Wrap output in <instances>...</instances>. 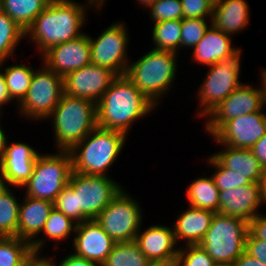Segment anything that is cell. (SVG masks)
Returning a JSON list of instances; mask_svg holds the SVG:
<instances>
[{
    "label": "cell",
    "instance_id": "obj_1",
    "mask_svg": "<svg viewBox=\"0 0 266 266\" xmlns=\"http://www.w3.org/2000/svg\"><path fill=\"white\" fill-rule=\"evenodd\" d=\"M91 10L94 9L86 2L50 0L26 30L25 39L36 47L40 57L50 47L81 36Z\"/></svg>",
    "mask_w": 266,
    "mask_h": 266
},
{
    "label": "cell",
    "instance_id": "obj_2",
    "mask_svg": "<svg viewBox=\"0 0 266 266\" xmlns=\"http://www.w3.org/2000/svg\"><path fill=\"white\" fill-rule=\"evenodd\" d=\"M156 108L127 76L120 75L97 103V126L129 136L132 125Z\"/></svg>",
    "mask_w": 266,
    "mask_h": 266
},
{
    "label": "cell",
    "instance_id": "obj_3",
    "mask_svg": "<svg viewBox=\"0 0 266 266\" xmlns=\"http://www.w3.org/2000/svg\"><path fill=\"white\" fill-rule=\"evenodd\" d=\"M149 49L136 61L129 62L125 76L158 107L175 85L181 53Z\"/></svg>",
    "mask_w": 266,
    "mask_h": 266
},
{
    "label": "cell",
    "instance_id": "obj_4",
    "mask_svg": "<svg viewBox=\"0 0 266 266\" xmlns=\"http://www.w3.org/2000/svg\"><path fill=\"white\" fill-rule=\"evenodd\" d=\"M127 139L128 136L122 132L97 126L69 150L72 170L79 174L110 177L108 171L122 154Z\"/></svg>",
    "mask_w": 266,
    "mask_h": 266
},
{
    "label": "cell",
    "instance_id": "obj_5",
    "mask_svg": "<svg viewBox=\"0 0 266 266\" xmlns=\"http://www.w3.org/2000/svg\"><path fill=\"white\" fill-rule=\"evenodd\" d=\"M46 121L53 127L55 149L69 151L97 127V104L63 93Z\"/></svg>",
    "mask_w": 266,
    "mask_h": 266
},
{
    "label": "cell",
    "instance_id": "obj_6",
    "mask_svg": "<svg viewBox=\"0 0 266 266\" xmlns=\"http://www.w3.org/2000/svg\"><path fill=\"white\" fill-rule=\"evenodd\" d=\"M243 49L238 47L234 52L224 57L218 63L206 67L202 83L195 91L198 107L196 115L198 119H204L215 107H217L231 92L243 82L241 77V62ZM241 80V81H240Z\"/></svg>",
    "mask_w": 266,
    "mask_h": 266
},
{
    "label": "cell",
    "instance_id": "obj_7",
    "mask_svg": "<svg viewBox=\"0 0 266 266\" xmlns=\"http://www.w3.org/2000/svg\"><path fill=\"white\" fill-rule=\"evenodd\" d=\"M41 153L37 156L33 173L22 187L23 195L52 203L68 185L72 173V158L69 151Z\"/></svg>",
    "mask_w": 266,
    "mask_h": 266
},
{
    "label": "cell",
    "instance_id": "obj_8",
    "mask_svg": "<svg viewBox=\"0 0 266 266\" xmlns=\"http://www.w3.org/2000/svg\"><path fill=\"white\" fill-rule=\"evenodd\" d=\"M41 64L35 68L28 92L16 109L19 118L27 122H46L64 93L63 77Z\"/></svg>",
    "mask_w": 266,
    "mask_h": 266
},
{
    "label": "cell",
    "instance_id": "obj_9",
    "mask_svg": "<svg viewBox=\"0 0 266 266\" xmlns=\"http://www.w3.org/2000/svg\"><path fill=\"white\" fill-rule=\"evenodd\" d=\"M249 223L244 219L215 213L210 228L199 243L216 262H235L245 251Z\"/></svg>",
    "mask_w": 266,
    "mask_h": 266
},
{
    "label": "cell",
    "instance_id": "obj_10",
    "mask_svg": "<svg viewBox=\"0 0 266 266\" xmlns=\"http://www.w3.org/2000/svg\"><path fill=\"white\" fill-rule=\"evenodd\" d=\"M68 186L77 195L78 223L95 219L125 187L109 176L85 175L74 171Z\"/></svg>",
    "mask_w": 266,
    "mask_h": 266
},
{
    "label": "cell",
    "instance_id": "obj_11",
    "mask_svg": "<svg viewBox=\"0 0 266 266\" xmlns=\"http://www.w3.org/2000/svg\"><path fill=\"white\" fill-rule=\"evenodd\" d=\"M126 188L114 197L95 221L116 242L134 241L144 221L142 206Z\"/></svg>",
    "mask_w": 266,
    "mask_h": 266
},
{
    "label": "cell",
    "instance_id": "obj_12",
    "mask_svg": "<svg viewBox=\"0 0 266 266\" xmlns=\"http://www.w3.org/2000/svg\"><path fill=\"white\" fill-rule=\"evenodd\" d=\"M123 21H114L97 37L89 34L91 64L106 67L117 76L125 75L131 60L128 53L129 30ZM95 38V39H94Z\"/></svg>",
    "mask_w": 266,
    "mask_h": 266
},
{
    "label": "cell",
    "instance_id": "obj_13",
    "mask_svg": "<svg viewBox=\"0 0 266 266\" xmlns=\"http://www.w3.org/2000/svg\"><path fill=\"white\" fill-rule=\"evenodd\" d=\"M257 86L244 82L231 92L204 118L205 134L210 136L226 120L260 111L263 108V90L262 85Z\"/></svg>",
    "mask_w": 266,
    "mask_h": 266
},
{
    "label": "cell",
    "instance_id": "obj_14",
    "mask_svg": "<svg viewBox=\"0 0 266 266\" xmlns=\"http://www.w3.org/2000/svg\"><path fill=\"white\" fill-rule=\"evenodd\" d=\"M262 108L224 121L211 135L218 145L250 149L266 133V115Z\"/></svg>",
    "mask_w": 266,
    "mask_h": 266
},
{
    "label": "cell",
    "instance_id": "obj_15",
    "mask_svg": "<svg viewBox=\"0 0 266 266\" xmlns=\"http://www.w3.org/2000/svg\"><path fill=\"white\" fill-rule=\"evenodd\" d=\"M7 138L8 136L4 139L0 154V175L10 187L22 189L31 177L37 156L41 152L29 143L9 142Z\"/></svg>",
    "mask_w": 266,
    "mask_h": 266
},
{
    "label": "cell",
    "instance_id": "obj_16",
    "mask_svg": "<svg viewBox=\"0 0 266 266\" xmlns=\"http://www.w3.org/2000/svg\"><path fill=\"white\" fill-rule=\"evenodd\" d=\"M116 77L109 68L89 64L63 77L64 93L97 104Z\"/></svg>",
    "mask_w": 266,
    "mask_h": 266
},
{
    "label": "cell",
    "instance_id": "obj_17",
    "mask_svg": "<svg viewBox=\"0 0 266 266\" xmlns=\"http://www.w3.org/2000/svg\"><path fill=\"white\" fill-rule=\"evenodd\" d=\"M49 69L64 77L69 72L91 64L89 34L50 47L40 56Z\"/></svg>",
    "mask_w": 266,
    "mask_h": 266
},
{
    "label": "cell",
    "instance_id": "obj_18",
    "mask_svg": "<svg viewBox=\"0 0 266 266\" xmlns=\"http://www.w3.org/2000/svg\"><path fill=\"white\" fill-rule=\"evenodd\" d=\"M115 243L95 219H91L76 225L70 248L75 255L102 266Z\"/></svg>",
    "mask_w": 266,
    "mask_h": 266
},
{
    "label": "cell",
    "instance_id": "obj_19",
    "mask_svg": "<svg viewBox=\"0 0 266 266\" xmlns=\"http://www.w3.org/2000/svg\"><path fill=\"white\" fill-rule=\"evenodd\" d=\"M139 229L135 242L152 264L175 263L179 252L172 225L152 224Z\"/></svg>",
    "mask_w": 266,
    "mask_h": 266
},
{
    "label": "cell",
    "instance_id": "obj_20",
    "mask_svg": "<svg viewBox=\"0 0 266 266\" xmlns=\"http://www.w3.org/2000/svg\"><path fill=\"white\" fill-rule=\"evenodd\" d=\"M219 213L244 219L248 223L263 207L261 183H250L237 188L219 191Z\"/></svg>",
    "mask_w": 266,
    "mask_h": 266
},
{
    "label": "cell",
    "instance_id": "obj_21",
    "mask_svg": "<svg viewBox=\"0 0 266 266\" xmlns=\"http://www.w3.org/2000/svg\"><path fill=\"white\" fill-rule=\"evenodd\" d=\"M17 237L32 244L41 234L54 203L22 195Z\"/></svg>",
    "mask_w": 266,
    "mask_h": 266
},
{
    "label": "cell",
    "instance_id": "obj_22",
    "mask_svg": "<svg viewBox=\"0 0 266 266\" xmlns=\"http://www.w3.org/2000/svg\"><path fill=\"white\" fill-rule=\"evenodd\" d=\"M214 214L213 211L191 206H187L182 213L180 211L172 225L177 245L199 244L210 228Z\"/></svg>",
    "mask_w": 266,
    "mask_h": 266
},
{
    "label": "cell",
    "instance_id": "obj_23",
    "mask_svg": "<svg viewBox=\"0 0 266 266\" xmlns=\"http://www.w3.org/2000/svg\"><path fill=\"white\" fill-rule=\"evenodd\" d=\"M233 40V37L211 25L203 38L192 49L190 59L196 65L200 64L201 67L214 65L238 48L235 44L233 45Z\"/></svg>",
    "mask_w": 266,
    "mask_h": 266
},
{
    "label": "cell",
    "instance_id": "obj_24",
    "mask_svg": "<svg viewBox=\"0 0 266 266\" xmlns=\"http://www.w3.org/2000/svg\"><path fill=\"white\" fill-rule=\"evenodd\" d=\"M250 9L247 0H222L213 7L212 25L235 37L250 25Z\"/></svg>",
    "mask_w": 266,
    "mask_h": 266
},
{
    "label": "cell",
    "instance_id": "obj_25",
    "mask_svg": "<svg viewBox=\"0 0 266 266\" xmlns=\"http://www.w3.org/2000/svg\"><path fill=\"white\" fill-rule=\"evenodd\" d=\"M213 144L217 145L220 150L211 153L224 167L231 169L241 176H245L252 183H261L265 173L259 160L250 149L234 148L227 145H218L212 139Z\"/></svg>",
    "mask_w": 266,
    "mask_h": 266
},
{
    "label": "cell",
    "instance_id": "obj_26",
    "mask_svg": "<svg viewBox=\"0 0 266 266\" xmlns=\"http://www.w3.org/2000/svg\"><path fill=\"white\" fill-rule=\"evenodd\" d=\"M76 225L77 223L71 218L67 217L61 211L53 207V209L50 211L47 221L44 224L40 236L31 244L32 250L37 254H41L44 251L45 246L47 247V244L45 245V243H48V241H54L56 243L54 244V250L57 249L58 251V249H60L59 247L61 246H59L57 243L61 244V242L63 243V241L67 239L69 240L71 236V240L73 239Z\"/></svg>",
    "mask_w": 266,
    "mask_h": 266
},
{
    "label": "cell",
    "instance_id": "obj_27",
    "mask_svg": "<svg viewBox=\"0 0 266 266\" xmlns=\"http://www.w3.org/2000/svg\"><path fill=\"white\" fill-rule=\"evenodd\" d=\"M194 179L186 188V199L191 207L219 212V189L212 176L205 174Z\"/></svg>",
    "mask_w": 266,
    "mask_h": 266
},
{
    "label": "cell",
    "instance_id": "obj_28",
    "mask_svg": "<svg viewBox=\"0 0 266 266\" xmlns=\"http://www.w3.org/2000/svg\"><path fill=\"white\" fill-rule=\"evenodd\" d=\"M8 61L9 59L0 60V68L3 70L9 95L15 101L17 109V105L28 92L35 68L27 65L25 61L22 64L14 62L11 65L6 63Z\"/></svg>",
    "mask_w": 266,
    "mask_h": 266
},
{
    "label": "cell",
    "instance_id": "obj_29",
    "mask_svg": "<svg viewBox=\"0 0 266 266\" xmlns=\"http://www.w3.org/2000/svg\"><path fill=\"white\" fill-rule=\"evenodd\" d=\"M50 0H1V10L7 13L25 32Z\"/></svg>",
    "mask_w": 266,
    "mask_h": 266
},
{
    "label": "cell",
    "instance_id": "obj_30",
    "mask_svg": "<svg viewBox=\"0 0 266 266\" xmlns=\"http://www.w3.org/2000/svg\"><path fill=\"white\" fill-rule=\"evenodd\" d=\"M181 27L182 19L165 20L154 23L151 28L150 46L155 50L170 51L174 53L181 52Z\"/></svg>",
    "mask_w": 266,
    "mask_h": 266
},
{
    "label": "cell",
    "instance_id": "obj_31",
    "mask_svg": "<svg viewBox=\"0 0 266 266\" xmlns=\"http://www.w3.org/2000/svg\"><path fill=\"white\" fill-rule=\"evenodd\" d=\"M15 187H8L0 195V237H17L19 205ZM14 192V193H13ZM16 195V196H15Z\"/></svg>",
    "mask_w": 266,
    "mask_h": 266
},
{
    "label": "cell",
    "instance_id": "obj_32",
    "mask_svg": "<svg viewBox=\"0 0 266 266\" xmlns=\"http://www.w3.org/2000/svg\"><path fill=\"white\" fill-rule=\"evenodd\" d=\"M25 40V31L0 9V60L15 59L18 45Z\"/></svg>",
    "mask_w": 266,
    "mask_h": 266
},
{
    "label": "cell",
    "instance_id": "obj_33",
    "mask_svg": "<svg viewBox=\"0 0 266 266\" xmlns=\"http://www.w3.org/2000/svg\"><path fill=\"white\" fill-rule=\"evenodd\" d=\"M151 264L134 240L115 243L102 266H150Z\"/></svg>",
    "mask_w": 266,
    "mask_h": 266
},
{
    "label": "cell",
    "instance_id": "obj_34",
    "mask_svg": "<svg viewBox=\"0 0 266 266\" xmlns=\"http://www.w3.org/2000/svg\"><path fill=\"white\" fill-rule=\"evenodd\" d=\"M31 244L18 237H0V266L19 265L31 252Z\"/></svg>",
    "mask_w": 266,
    "mask_h": 266
},
{
    "label": "cell",
    "instance_id": "obj_35",
    "mask_svg": "<svg viewBox=\"0 0 266 266\" xmlns=\"http://www.w3.org/2000/svg\"><path fill=\"white\" fill-rule=\"evenodd\" d=\"M205 159V163L209 165L210 168H214V174H211L214 179L215 185L219 191H225L228 189H233L241 187L244 185H249L252 183L245 176L237 174V172L224 167L212 154Z\"/></svg>",
    "mask_w": 266,
    "mask_h": 266
},
{
    "label": "cell",
    "instance_id": "obj_36",
    "mask_svg": "<svg viewBox=\"0 0 266 266\" xmlns=\"http://www.w3.org/2000/svg\"><path fill=\"white\" fill-rule=\"evenodd\" d=\"M212 18H182L181 49L192 50L212 25ZM209 20V21H208ZM209 22V23H208ZM210 24V25H209Z\"/></svg>",
    "mask_w": 266,
    "mask_h": 266
},
{
    "label": "cell",
    "instance_id": "obj_37",
    "mask_svg": "<svg viewBox=\"0 0 266 266\" xmlns=\"http://www.w3.org/2000/svg\"><path fill=\"white\" fill-rule=\"evenodd\" d=\"M176 266H215L216 262L200 246L185 245L179 247Z\"/></svg>",
    "mask_w": 266,
    "mask_h": 266
},
{
    "label": "cell",
    "instance_id": "obj_38",
    "mask_svg": "<svg viewBox=\"0 0 266 266\" xmlns=\"http://www.w3.org/2000/svg\"><path fill=\"white\" fill-rule=\"evenodd\" d=\"M150 10L149 18L154 23L165 20L183 18L182 4L180 0H158L151 4L146 11Z\"/></svg>",
    "mask_w": 266,
    "mask_h": 266
},
{
    "label": "cell",
    "instance_id": "obj_39",
    "mask_svg": "<svg viewBox=\"0 0 266 266\" xmlns=\"http://www.w3.org/2000/svg\"><path fill=\"white\" fill-rule=\"evenodd\" d=\"M54 207L78 224L77 195L68 185L57 195Z\"/></svg>",
    "mask_w": 266,
    "mask_h": 266
},
{
    "label": "cell",
    "instance_id": "obj_40",
    "mask_svg": "<svg viewBox=\"0 0 266 266\" xmlns=\"http://www.w3.org/2000/svg\"><path fill=\"white\" fill-rule=\"evenodd\" d=\"M183 18H212L213 6L207 0H180Z\"/></svg>",
    "mask_w": 266,
    "mask_h": 266
},
{
    "label": "cell",
    "instance_id": "obj_41",
    "mask_svg": "<svg viewBox=\"0 0 266 266\" xmlns=\"http://www.w3.org/2000/svg\"><path fill=\"white\" fill-rule=\"evenodd\" d=\"M245 252L266 263V242L255 238L249 231L245 240Z\"/></svg>",
    "mask_w": 266,
    "mask_h": 266
},
{
    "label": "cell",
    "instance_id": "obj_42",
    "mask_svg": "<svg viewBox=\"0 0 266 266\" xmlns=\"http://www.w3.org/2000/svg\"><path fill=\"white\" fill-rule=\"evenodd\" d=\"M249 232L266 242V213H259L249 222Z\"/></svg>",
    "mask_w": 266,
    "mask_h": 266
},
{
    "label": "cell",
    "instance_id": "obj_43",
    "mask_svg": "<svg viewBox=\"0 0 266 266\" xmlns=\"http://www.w3.org/2000/svg\"><path fill=\"white\" fill-rule=\"evenodd\" d=\"M50 258L57 264V266H97L93 262L75 255L74 253H72V251L69 254L65 255L62 260L60 258V261H56L55 257L53 256H50Z\"/></svg>",
    "mask_w": 266,
    "mask_h": 266
},
{
    "label": "cell",
    "instance_id": "obj_44",
    "mask_svg": "<svg viewBox=\"0 0 266 266\" xmlns=\"http://www.w3.org/2000/svg\"><path fill=\"white\" fill-rule=\"evenodd\" d=\"M250 150L259 160L264 170H266V133L250 148Z\"/></svg>",
    "mask_w": 266,
    "mask_h": 266
},
{
    "label": "cell",
    "instance_id": "obj_45",
    "mask_svg": "<svg viewBox=\"0 0 266 266\" xmlns=\"http://www.w3.org/2000/svg\"><path fill=\"white\" fill-rule=\"evenodd\" d=\"M14 103V101L11 99L7 85L5 82V77L3 74V70L0 68V111L3 113L5 109L4 106H7L8 103ZM4 109V110H3Z\"/></svg>",
    "mask_w": 266,
    "mask_h": 266
},
{
    "label": "cell",
    "instance_id": "obj_46",
    "mask_svg": "<svg viewBox=\"0 0 266 266\" xmlns=\"http://www.w3.org/2000/svg\"><path fill=\"white\" fill-rule=\"evenodd\" d=\"M236 266H266V263L250 256L245 251L235 260Z\"/></svg>",
    "mask_w": 266,
    "mask_h": 266
},
{
    "label": "cell",
    "instance_id": "obj_47",
    "mask_svg": "<svg viewBox=\"0 0 266 266\" xmlns=\"http://www.w3.org/2000/svg\"><path fill=\"white\" fill-rule=\"evenodd\" d=\"M258 74H259V81L261 82L258 85L259 86L262 85V90H263V109H264L266 108V68L261 67ZM265 115H266V111H265Z\"/></svg>",
    "mask_w": 266,
    "mask_h": 266
},
{
    "label": "cell",
    "instance_id": "obj_48",
    "mask_svg": "<svg viewBox=\"0 0 266 266\" xmlns=\"http://www.w3.org/2000/svg\"><path fill=\"white\" fill-rule=\"evenodd\" d=\"M37 254L34 251H32L19 265L16 266H33L34 263L43 255Z\"/></svg>",
    "mask_w": 266,
    "mask_h": 266
},
{
    "label": "cell",
    "instance_id": "obj_49",
    "mask_svg": "<svg viewBox=\"0 0 266 266\" xmlns=\"http://www.w3.org/2000/svg\"><path fill=\"white\" fill-rule=\"evenodd\" d=\"M50 255L41 256L33 266H57V264L49 257Z\"/></svg>",
    "mask_w": 266,
    "mask_h": 266
},
{
    "label": "cell",
    "instance_id": "obj_50",
    "mask_svg": "<svg viewBox=\"0 0 266 266\" xmlns=\"http://www.w3.org/2000/svg\"><path fill=\"white\" fill-rule=\"evenodd\" d=\"M106 1L108 0H85L94 9V12H100L106 6Z\"/></svg>",
    "mask_w": 266,
    "mask_h": 266
},
{
    "label": "cell",
    "instance_id": "obj_51",
    "mask_svg": "<svg viewBox=\"0 0 266 266\" xmlns=\"http://www.w3.org/2000/svg\"><path fill=\"white\" fill-rule=\"evenodd\" d=\"M262 203L266 204V170L261 182Z\"/></svg>",
    "mask_w": 266,
    "mask_h": 266
},
{
    "label": "cell",
    "instance_id": "obj_52",
    "mask_svg": "<svg viewBox=\"0 0 266 266\" xmlns=\"http://www.w3.org/2000/svg\"><path fill=\"white\" fill-rule=\"evenodd\" d=\"M1 117H0V154H1V150H2V146H3V143H4V139L6 137V131L5 129L2 127V122H1Z\"/></svg>",
    "mask_w": 266,
    "mask_h": 266
},
{
    "label": "cell",
    "instance_id": "obj_53",
    "mask_svg": "<svg viewBox=\"0 0 266 266\" xmlns=\"http://www.w3.org/2000/svg\"><path fill=\"white\" fill-rule=\"evenodd\" d=\"M158 0H136V2H138L137 4H139V6H141L142 8H148L151 4L155 3Z\"/></svg>",
    "mask_w": 266,
    "mask_h": 266
},
{
    "label": "cell",
    "instance_id": "obj_54",
    "mask_svg": "<svg viewBox=\"0 0 266 266\" xmlns=\"http://www.w3.org/2000/svg\"><path fill=\"white\" fill-rule=\"evenodd\" d=\"M9 187L8 183L0 175V195Z\"/></svg>",
    "mask_w": 266,
    "mask_h": 266
},
{
    "label": "cell",
    "instance_id": "obj_55",
    "mask_svg": "<svg viewBox=\"0 0 266 266\" xmlns=\"http://www.w3.org/2000/svg\"><path fill=\"white\" fill-rule=\"evenodd\" d=\"M215 266H236L235 262H222V263H216Z\"/></svg>",
    "mask_w": 266,
    "mask_h": 266
},
{
    "label": "cell",
    "instance_id": "obj_56",
    "mask_svg": "<svg viewBox=\"0 0 266 266\" xmlns=\"http://www.w3.org/2000/svg\"><path fill=\"white\" fill-rule=\"evenodd\" d=\"M213 7L218 5L222 0H207Z\"/></svg>",
    "mask_w": 266,
    "mask_h": 266
},
{
    "label": "cell",
    "instance_id": "obj_57",
    "mask_svg": "<svg viewBox=\"0 0 266 266\" xmlns=\"http://www.w3.org/2000/svg\"><path fill=\"white\" fill-rule=\"evenodd\" d=\"M150 266H176L175 263H170V264H151Z\"/></svg>",
    "mask_w": 266,
    "mask_h": 266
},
{
    "label": "cell",
    "instance_id": "obj_58",
    "mask_svg": "<svg viewBox=\"0 0 266 266\" xmlns=\"http://www.w3.org/2000/svg\"><path fill=\"white\" fill-rule=\"evenodd\" d=\"M1 114H2V115H1ZM3 116H4V115H3V113L0 111V117H2V118H3Z\"/></svg>",
    "mask_w": 266,
    "mask_h": 266
}]
</instances>
